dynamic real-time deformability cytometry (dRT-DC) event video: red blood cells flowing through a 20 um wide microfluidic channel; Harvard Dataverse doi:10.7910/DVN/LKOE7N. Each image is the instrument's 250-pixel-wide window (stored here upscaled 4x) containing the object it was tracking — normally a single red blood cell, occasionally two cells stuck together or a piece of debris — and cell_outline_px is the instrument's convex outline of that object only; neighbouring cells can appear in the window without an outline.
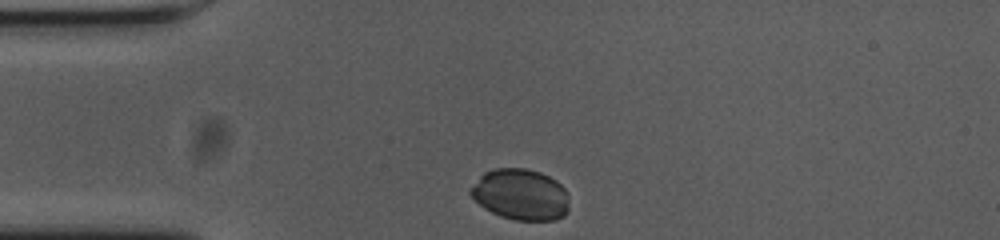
{"species": "common noctule bat (a hibernating species)", "species_latin": "Nyctalus noctula", "temperature_condition": "cold", "stored_images_in_passage": 32, "camera_frame_rate_fps": 3000, "um_per_image_px": 0.085, "animal": {"sex": "female", "body_mass_g": 23.0, "forearm_length_mm": 53.4}, "frame": {"image": 1, "passage_image": 1, "time_ms": 0.0, "image_size_px": [1000, 240], "cell_outline_px": [[564, 212], [560, 216], [548, 220], [520, 220], [504, 216], [480, 204], [472, 196], [472, 188], [488, 172], [500, 168], [520, 168], [536, 172], [548, 176], [560, 188], [564, 204]], "centroid_in_image_um": [44.19, 16.53], "position_along_channel_um": 40.8, "area_um2": 26.76}}
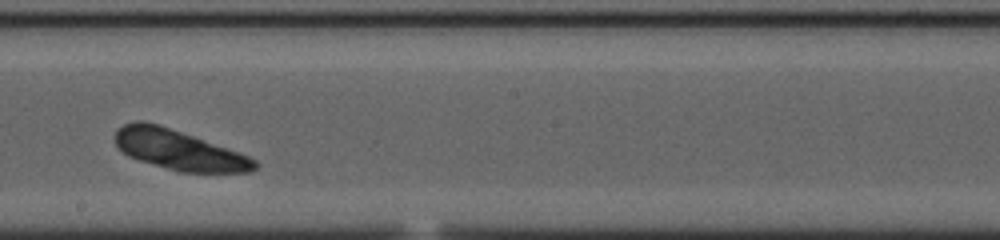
{"frame": {"image": 2, "passage_image": 19, "time_ms": 6.0, "image_size_px": [1000, 240], "cell_outline_px": [[256, 164], [252, 168], [228, 172], [196, 172], [176, 168], [160, 164], [132, 156], [124, 152], [120, 148], [116, 140], [116, 132], [120, 128], [128, 124], [152, 124], [200, 140], [244, 156], [252, 160]], "centroid_in_image_um": [15.13, 12.75], "position_along_channel_um": 233.1, "area_um2": 28.38}}
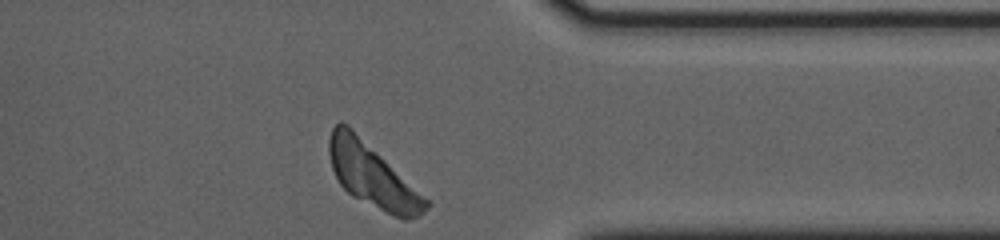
{"frame": {"image": 3, "passage_image": 32, "time_ms": 10.333, "image_size_px": [1000, 240], "cell_outline_px": [[428, 204], [420, 212], [408, 216], [400, 216], [388, 212], [348, 192], [344, 188], [336, 176], [332, 164], [332, 132], [336, 124], [344, 124], [428, 200]], "centroid_in_image_um": [31.63, 14.94], "position_along_channel_um": 379.8, "area_um2": 31.73}, "authors_computed_cell_mechanics": {"area_um2": 28.1197, "velocity_mm_per_s": 3.6245, "shape_relaxation_time_tau1_ms": null, "shape_relaxation_time_tau2_ms": 9.1785, "deformation_change_tau1": null, "deformation_change_tau2": 0.1661}}